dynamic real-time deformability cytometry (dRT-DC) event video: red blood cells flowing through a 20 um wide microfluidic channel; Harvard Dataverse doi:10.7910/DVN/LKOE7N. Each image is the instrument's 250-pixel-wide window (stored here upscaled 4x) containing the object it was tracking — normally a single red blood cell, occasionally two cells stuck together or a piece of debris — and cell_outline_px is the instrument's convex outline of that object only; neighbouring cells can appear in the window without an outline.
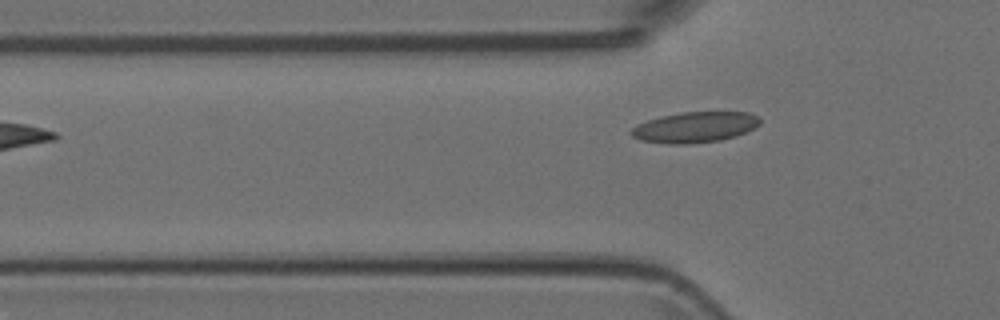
{"species": "Egyptian fruit bat (a non-hibernating species)", "species_latin": "Rousettus aegyptiacus", "temperature_condition": "room temperature", "stored_images_in_passage": 4, "camera_frame_rate_fps": 3000, "um_per_image_px": 0.085, "animal": {"sex": "female"}, "frame": {"image": 1, "passage_image": 4, "time_ms": 1.0, "image_size_px": [1000, 320], "cell_outline_px": [[760, 124], [736, 136], [720, 140], [688, 144], [668, 144], [640, 140], [632, 136], [628, 132], [636, 124], [660, 116], [680, 112], [748, 112], [756, 116], [760, 120]], "centroid_in_image_um": [59.01, 10.81], "position_along_channel_um": 66.8, "area_um2": 23.0}}